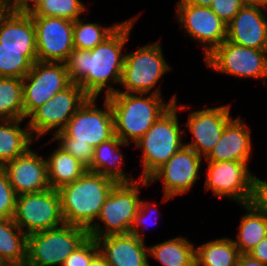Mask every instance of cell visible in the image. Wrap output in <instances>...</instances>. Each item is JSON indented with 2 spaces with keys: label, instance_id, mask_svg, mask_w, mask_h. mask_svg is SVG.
<instances>
[{
  "label": "cell",
  "instance_id": "1",
  "mask_svg": "<svg viewBox=\"0 0 267 266\" xmlns=\"http://www.w3.org/2000/svg\"><path fill=\"white\" fill-rule=\"evenodd\" d=\"M138 17L122 21L109 37L92 50L74 48L64 62L71 83L79 84L89 97L98 98L104 89L105 97L116 93L118 89L111 83L120 86L125 62L123 50Z\"/></svg>",
  "mask_w": 267,
  "mask_h": 266
},
{
  "label": "cell",
  "instance_id": "2",
  "mask_svg": "<svg viewBox=\"0 0 267 266\" xmlns=\"http://www.w3.org/2000/svg\"><path fill=\"white\" fill-rule=\"evenodd\" d=\"M113 113L114 134L124 143H136L155 121L177 100L176 95L168 103L162 95L116 92L106 97Z\"/></svg>",
  "mask_w": 267,
  "mask_h": 266
},
{
  "label": "cell",
  "instance_id": "3",
  "mask_svg": "<svg viewBox=\"0 0 267 266\" xmlns=\"http://www.w3.org/2000/svg\"><path fill=\"white\" fill-rule=\"evenodd\" d=\"M116 183L110 177L87 170L74 182L60 187L58 192L65 224L89 230Z\"/></svg>",
  "mask_w": 267,
  "mask_h": 266
},
{
  "label": "cell",
  "instance_id": "4",
  "mask_svg": "<svg viewBox=\"0 0 267 266\" xmlns=\"http://www.w3.org/2000/svg\"><path fill=\"white\" fill-rule=\"evenodd\" d=\"M188 110V105H179L177 100L155 121L147 133L134 145L142 151L140 179L148 180L176 152L185 146L182 140L177 111Z\"/></svg>",
  "mask_w": 267,
  "mask_h": 266
},
{
  "label": "cell",
  "instance_id": "5",
  "mask_svg": "<svg viewBox=\"0 0 267 266\" xmlns=\"http://www.w3.org/2000/svg\"><path fill=\"white\" fill-rule=\"evenodd\" d=\"M140 185L145 187L150 184L146 179L115 184L105 199L96 222L88 230L89 237L97 239L130 232L141 200Z\"/></svg>",
  "mask_w": 267,
  "mask_h": 266
},
{
  "label": "cell",
  "instance_id": "6",
  "mask_svg": "<svg viewBox=\"0 0 267 266\" xmlns=\"http://www.w3.org/2000/svg\"><path fill=\"white\" fill-rule=\"evenodd\" d=\"M160 41L143 45L138 50L125 53L120 82L124 91L118 89L117 92L162 95L161 88L159 86L156 88V86L162 76L171 70V65L164 58Z\"/></svg>",
  "mask_w": 267,
  "mask_h": 266
},
{
  "label": "cell",
  "instance_id": "7",
  "mask_svg": "<svg viewBox=\"0 0 267 266\" xmlns=\"http://www.w3.org/2000/svg\"><path fill=\"white\" fill-rule=\"evenodd\" d=\"M88 238L87 229L69 224L32 233L28 235L25 266H62Z\"/></svg>",
  "mask_w": 267,
  "mask_h": 266
},
{
  "label": "cell",
  "instance_id": "8",
  "mask_svg": "<svg viewBox=\"0 0 267 266\" xmlns=\"http://www.w3.org/2000/svg\"><path fill=\"white\" fill-rule=\"evenodd\" d=\"M205 189L216 198H228L240 205L255 201L256 179L249 162L206 161Z\"/></svg>",
  "mask_w": 267,
  "mask_h": 266
},
{
  "label": "cell",
  "instance_id": "9",
  "mask_svg": "<svg viewBox=\"0 0 267 266\" xmlns=\"http://www.w3.org/2000/svg\"><path fill=\"white\" fill-rule=\"evenodd\" d=\"M13 220L27 236L64 225L58 190L17 195Z\"/></svg>",
  "mask_w": 267,
  "mask_h": 266
},
{
  "label": "cell",
  "instance_id": "10",
  "mask_svg": "<svg viewBox=\"0 0 267 266\" xmlns=\"http://www.w3.org/2000/svg\"><path fill=\"white\" fill-rule=\"evenodd\" d=\"M204 61L217 73L238 78H261L267 86V49L244 47L225 40Z\"/></svg>",
  "mask_w": 267,
  "mask_h": 266
},
{
  "label": "cell",
  "instance_id": "11",
  "mask_svg": "<svg viewBox=\"0 0 267 266\" xmlns=\"http://www.w3.org/2000/svg\"><path fill=\"white\" fill-rule=\"evenodd\" d=\"M88 98L82 87L74 83L55 94L28 116L27 124L32 136L37 141L52 130L54 133L61 131Z\"/></svg>",
  "mask_w": 267,
  "mask_h": 266
},
{
  "label": "cell",
  "instance_id": "12",
  "mask_svg": "<svg viewBox=\"0 0 267 266\" xmlns=\"http://www.w3.org/2000/svg\"><path fill=\"white\" fill-rule=\"evenodd\" d=\"M96 99L89 97L61 130L68 138L74 139V143H88L95 148L115 135L109 100L104 97V108H99Z\"/></svg>",
  "mask_w": 267,
  "mask_h": 266
},
{
  "label": "cell",
  "instance_id": "13",
  "mask_svg": "<svg viewBox=\"0 0 267 266\" xmlns=\"http://www.w3.org/2000/svg\"><path fill=\"white\" fill-rule=\"evenodd\" d=\"M22 83L24 119L72 84L65 63L42 61L33 63Z\"/></svg>",
  "mask_w": 267,
  "mask_h": 266
},
{
  "label": "cell",
  "instance_id": "14",
  "mask_svg": "<svg viewBox=\"0 0 267 266\" xmlns=\"http://www.w3.org/2000/svg\"><path fill=\"white\" fill-rule=\"evenodd\" d=\"M176 20L181 29L191 38L201 43L204 58L227 38V24L209 7L195 6L179 0L176 3Z\"/></svg>",
  "mask_w": 267,
  "mask_h": 266
},
{
  "label": "cell",
  "instance_id": "15",
  "mask_svg": "<svg viewBox=\"0 0 267 266\" xmlns=\"http://www.w3.org/2000/svg\"><path fill=\"white\" fill-rule=\"evenodd\" d=\"M202 159L193 149L184 146L148 179L149 184L162 180L163 202L188 193L200 177Z\"/></svg>",
  "mask_w": 267,
  "mask_h": 266
},
{
  "label": "cell",
  "instance_id": "16",
  "mask_svg": "<svg viewBox=\"0 0 267 266\" xmlns=\"http://www.w3.org/2000/svg\"><path fill=\"white\" fill-rule=\"evenodd\" d=\"M32 20L38 61L64 63L74 49L73 21L43 16H32Z\"/></svg>",
  "mask_w": 267,
  "mask_h": 266
},
{
  "label": "cell",
  "instance_id": "17",
  "mask_svg": "<svg viewBox=\"0 0 267 266\" xmlns=\"http://www.w3.org/2000/svg\"><path fill=\"white\" fill-rule=\"evenodd\" d=\"M267 2L249 0L227 24V41L236 45L267 49Z\"/></svg>",
  "mask_w": 267,
  "mask_h": 266
},
{
  "label": "cell",
  "instance_id": "18",
  "mask_svg": "<svg viewBox=\"0 0 267 266\" xmlns=\"http://www.w3.org/2000/svg\"><path fill=\"white\" fill-rule=\"evenodd\" d=\"M230 106L228 104L191 111L186 127L193 140L185 143V146L193 149L201 158H206L222 136L226 124L232 119Z\"/></svg>",
  "mask_w": 267,
  "mask_h": 266
},
{
  "label": "cell",
  "instance_id": "19",
  "mask_svg": "<svg viewBox=\"0 0 267 266\" xmlns=\"http://www.w3.org/2000/svg\"><path fill=\"white\" fill-rule=\"evenodd\" d=\"M9 183L17 195L33 193L50 188L47 178L46 158L31 148L3 166Z\"/></svg>",
  "mask_w": 267,
  "mask_h": 266
},
{
  "label": "cell",
  "instance_id": "20",
  "mask_svg": "<svg viewBox=\"0 0 267 266\" xmlns=\"http://www.w3.org/2000/svg\"><path fill=\"white\" fill-rule=\"evenodd\" d=\"M96 241L110 266H150L145 241L133 234L108 235Z\"/></svg>",
  "mask_w": 267,
  "mask_h": 266
},
{
  "label": "cell",
  "instance_id": "21",
  "mask_svg": "<svg viewBox=\"0 0 267 266\" xmlns=\"http://www.w3.org/2000/svg\"><path fill=\"white\" fill-rule=\"evenodd\" d=\"M250 127L240 116L232 118L205 161L249 162L252 151Z\"/></svg>",
  "mask_w": 267,
  "mask_h": 266
},
{
  "label": "cell",
  "instance_id": "22",
  "mask_svg": "<svg viewBox=\"0 0 267 266\" xmlns=\"http://www.w3.org/2000/svg\"><path fill=\"white\" fill-rule=\"evenodd\" d=\"M0 44L4 49L37 50L36 30L30 13L0 8Z\"/></svg>",
  "mask_w": 267,
  "mask_h": 266
},
{
  "label": "cell",
  "instance_id": "23",
  "mask_svg": "<svg viewBox=\"0 0 267 266\" xmlns=\"http://www.w3.org/2000/svg\"><path fill=\"white\" fill-rule=\"evenodd\" d=\"M130 144L124 143L117 135L100 143L94 148L93 160L87 168L88 171L99 173L110 177L118 182H133L140 178L127 176V172H123L124 155L120 151V146L129 147Z\"/></svg>",
  "mask_w": 267,
  "mask_h": 266
},
{
  "label": "cell",
  "instance_id": "24",
  "mask_svg": "<svg viewBox=\"0 0 267 266\" xmlns=\"http://www.w3.org/2000/svg\"><path fill=\"white\" fill-rule=\"evenodd\" d=\"M240 206L247 213L242 216L237 239L233 241L240 254H249L267 236V214L255 201Z\"/></svg>",
  "mask_w": 267,
  "mask_h": 266
},
{
  "label": "cell",
  "instance_id": "25",
  "mask_svg": "<svg viewBox=\"0 0 267 266\" xmlns=\"http://www.w3.org/2000/svg\"><path fill=\"white\" fill-rule=\"evenodd\" d=\"M25 119L0 120V166L25 154L31 147L33 138L28 124L22 128Z\"/></svg>",
  "mask_w": 267,
  "mask_h": 266
},
{
  "label": "cell",
  "instance_id": "26",
  "mask_svg": "<svg viewBox=\"0 0 267 266\" xmlns=\"http://www.w3.org/2000/svg\"><path fill=\"white\" fill-rule=\"evenodd\" d=\"M50 153L52 154L45 157L50 188L58 190L60 187L74 182L87 171L85 165L59 146Z\"/></svg>",
  "mask_w": 267,
  "mask_h": 266
},
{
  "label": "cell",
  "instance_id": "27",
  "mask_svg": "<svg viewBox=\"0 0 267 266\" xmlns=\"http://www.w3.org/2000/svg\"><path fill=\"white\" fill-rule=\"evenodd\" d=\"M148 256L163 266H196L195 245L183 236L149 246Z\"/></svg>",
  "mask_w": 267,
  "mask_h": 266
},
{
  "label": "cell",
  "instance_id": "28",
  "mask_svg": "<svg viewBox=\"0 0 267 266\" xmlns=\"http://www.w3.org/2000/svg\"><path fill=\"white\" fill-rule=\"evenodd\" d=\"M28 236L15 224L13 218H0V258L7 264L25 266Z\"/></svg>",
  "mask_w": 267,
  "mask_h": 266
},
{
  "label": "cell",
  "instance_id": "29",
  "mask_svg": "<svg viewBox=\"0 0 267 266\" xmlns=\"http://www.w3.org/2000/svg\"><path fill=\"white\" fill-rule=\"evenodd\" d=\"M240 253L232 238L209 240L195 247L196 266H237Z\"/></svg>",
  "mask_w": 267,
  "mask_h": 266
},
{
  "label": "cell",
  "instance_id": "30",
  "mask_svg": "<svg viewBox=\"0 0 267 266\" xmlns=\"http://www.w3.org/2000/svg\"><path fill=\"white\" fill-rule=\"evenodd\" d=\"M12 119H24L22 79L0 77V120Z\"/></svg>",
  "mask_w": 267,
  "mask_h": 266
},
{
  "label": "cell",
  "instance_id": "31",
  "mask_svg": "<svg viewBox=\"0 0 267 266\" xmlns=\"http://www.w3.org/2000/svg\"><path fill=\"white\" fill-rule=\"evenodd\" d=\"M36 61L37 50L4 49L0 44V77L23 79Z\"/></svg>",
  "mask_w": 267,
  "mask_h": 266
},
{
  "label": "cell",
  "instance_id": "32",
  "mask_svg": "<svg viewBox=\"0 0 267 266\" xmlns=\"http://www.w3.org/2000/svg\"><path fill=\"white\" fill-rule=\"evenodd\" d=\"M113 24L111 27L101 26L98 22L85 23L82 18L73 21L74 48L92 50L109 37L121 24Z\"/></svg>",
  "mask_w": 267,
  "mask_h": 266
},
{
  "label": "cell",
  "instance_id": "33",
  "mask_svg": "<svg viewBox=\"0 0 267 266\" xmlns=\"http://www.w3.org/2000/svg\"><path fill=\"white\" fill-rule=\"evenodd\" d=\"M88 8L80 0H40L29 12L31 16L57 17L70 21L81 18Z\"/></svg>",
  "mask_w": 267,
  "mask_h": 266
},
{
  "label": "cell",
  "instance_id": "34",
  "mask_svg": "<svg viewBox=\"0 0 267 266\" xmlns=\"http://www.w3.org/2000/svg\"><path fill=\"white\" fill-rule=\"evenodd\" d=\"M50 142L59 141L57 144L60 148L78 159L87 168L93 160L94 147L88 143H74V139L68 138L62 131L54 133Z\"/></svg>",
  "mask_w": 267,
  "mask_h": 266
},
{
  "label": "cell",
  "instance_id": "35",
  "mask_svg": "<svg viewBox=\"0 0 267 266\" xmlns=\"http://www.w3.org/2000/svg\"><path fill=\"white\" fill-rule=\"evenodd\" d=\"M17 194L9 183L6 171L0 166V218H13Z\"/></svg>",
  "mask_w": 267,
  "mask_h": 266
},
{
  "label": "cell",
  "instance_id": "36",
  "mask_svg": "<svg viewBox=\"0 0 267 266\" xmlns=\"http://www.w3.org/2000/svg\"><path fill=\"white\" fill-rule=\"evenodd\" d=\"M98 252L99 247L96 239L89 237L64 260L62 266H89L92 258Z\"/></svg>",
  "mask_w": 267,
  "mask_h": 266
},
{
  "label": "cell",
  "instance_id": "37",
  "mask_svg": "<svg viewBox=\"0 0 267 266\" xmlns=\"http://www.w3.org/2000/svg\"><path fill=\"white\" fill-rule=\"evenodd\" d=\"M157 207V204H153L151 202H145V200H140L139 204V209L135 215L133 225L130 230V234L135 235L139 240L145 241L144 240V235H143V230L148 227L149 223L148 220L150 221L151 217L148 215H154V217L157 216L156 219H158V212H155V210H159ZM149 211V212H148ZM148 213V214H147ZM150 217V219H148ZM155 222V220H154ZM156 223V222H155ZM152 223H150L151 225ZM147 225V226H146Z\"/></svg>",
  "mask_w": 267,
  "mask_h": 266
},
{
  "label": "cell",
  "instance_id": "38",
  "mask_svg": "<svg viewBox=\"0 0 267 266\" xmlns=\"http://www.w3.org/2000/svg\"><path fill=\"white\" fill-rule=\"evenodd\" d=\"M249 0H213L210 9L228 24Z\"/></svg>",
  "mask_w": 267,
  "mask_h": 266
},
{
  "label": "cell",
  "instance_id": "39",
  "mask_svg": "<svg viewBox=\"0 0 267 266\" xmlns=\"http://www.w3.org/2000/svg\"><path fill=\"white\" fill-rule=\"evenodd\" d=\"M40 0H0V8L8 12L29 13Z\"/></svg>",
  "mask_w": 267,
  "mask_h": 266
},
{
  "label": "cell",
  "instance_id": "40",
  "mask_svg": "<svg viewBox=\"0 0 267 266\" xmlns=\"http://www.w3.org/2000/svg\"><path fill=\"white\" fill-rule=\"evenodd\" d=\"M255 202L267 214V182L258 177L256 179Z\"/></svg>",
  "mask_w": 267,
  "mask_h": 266
},
{
  "label": "cell",
  "instance_id": "41",
  "mask_svg": "<svg viewBox=\"0 0 267 266\" xmlns=\"http://www.w3.org/2000/svg\"><path fill=\"white\" fill-rule=\"evenodd\" d=\"M249 255L267 265V236L251 250Z\"/></svg>",
  "mask_w": 267,
  "mask_h": 266
},
{
  "label": "cell",
  "instance_id": "42",
  "mask_svg": "<svg viewBox=\"0 0 267 266\" xmlns=\"http://www.w3.org/2000/svg\"><path fill=\"white\" fill-rule=\"evenodd\" d=\"M237 266H267L249 254H240L237 260Z\"/></svg>",
  "mask_w": 267,
  "mask_h": 266
},
{
  "label": "cell",
  "instance_id": "43",
  "mask_svg": "<svg viewBox=\"0 0 267 266\" xmlns=\"http://www.w3.org/2000/svg\"><path fill=\"white\" fill-rule=\"evenodd\" d=\"M89 266H110L105 257L98 252L91 260Z\"/></svg>",
  "mask_w": 267,
  "mask_h": 266
},
{
  "label": "cell",
  "instance_id": "44",
  "mask_svg": "<svg viewBox=\"0 0 267 266\" xmlns=\"http://www.w3.org/2000/svg\"><path fill=\"white\" fill-rule=\"evenodd\" d=\"M186 3L195 5V6H200V7H210L212 4L213 0H184Z\"/></svg>",
  "mask_w": 267,
  "mask_h": 266
},
{
  "label": "cell",
  "instance_id": "45",
  "mask_svg": "<svg viewBox=\"0 0 267 266\" xmlns=\"http://www.w3.org/2000/svg\"><path fill=\"white\" fill-rule=\"evenodd\" d=\"M8 265L2 258H0V266Z\"/></svg>",
  "mask_w": 267,
  "mask_h": 266
},
{
  "label": "cell",
  "instance_id": "46",
  "mask_svg": "<svg viewBox=\"0 0 267 266\" xmlns=\"http://www.w3.org/2000/svg\"><path fill=\"white\" fill-rule=\"evenodd\" d=\"M6 266H23V265H19V264H8Z\"/></svg>",
  "mask_w": 267,
  "mask_h": 266
}]
</instances>
